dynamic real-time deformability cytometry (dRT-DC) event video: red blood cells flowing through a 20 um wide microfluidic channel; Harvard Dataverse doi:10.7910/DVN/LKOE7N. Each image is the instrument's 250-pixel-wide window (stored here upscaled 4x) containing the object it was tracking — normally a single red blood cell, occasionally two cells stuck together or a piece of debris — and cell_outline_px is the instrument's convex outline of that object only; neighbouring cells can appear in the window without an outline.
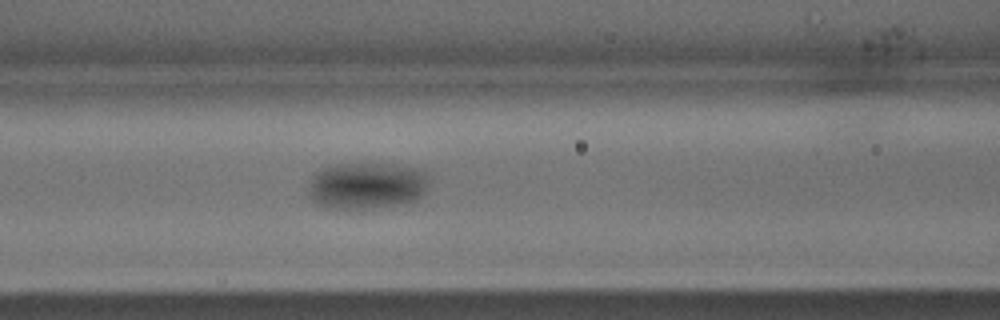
{"species": "common noctule bat (a hibernating species)", "species_latin": "Nyctalus noctula", "temperature_condition": "warm", "stored_images_in_passage": 28, "camera_frame_rate_fps": 3000, "um_per_image_px": 0.085, "animal": {"sex": "male", "body_mass_g": 15.6}, "frame": {"image": 1, "passage_image": 7, "time_ms": 2.0, "image_size_px": [1000, 320], "cell_outline_px": [[428, 192], [416, 200], [396, 204], [372, 208], [340, 208], [320, 204], [312, 200], [308, 196], [308, 180], [312, 172], [336, 164], [392, 164], [416, 168], [428, 172]], "centroid_in_image_um": [31.18, 15.75], "position_along_channel_um": 135.4, "area_um2": 33.06}}
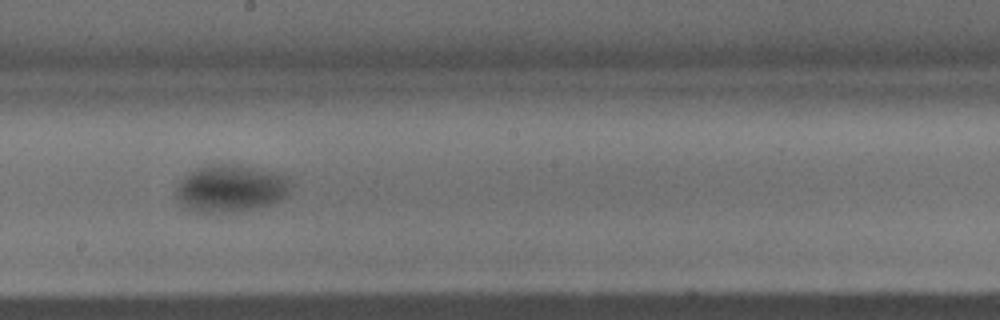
{"frame": {"image": 2, "passage_image": 12, "time_ms": 3.667, "image_size_px": [1000, 320], "cell_outline_px": [[292, 184], [288, 192], [284, 196], [276, 200], [252, 208], [236, 212], [188, 212], [176, 196], [176, 184], [184, 176], [196, 168], [208, 164], [240, 164], [280, 172], [288, 176]], "centroid_in_image_um": [19.57, 15.98], "position_along_channel_um": 228.6, "area_um2": 31.91}}
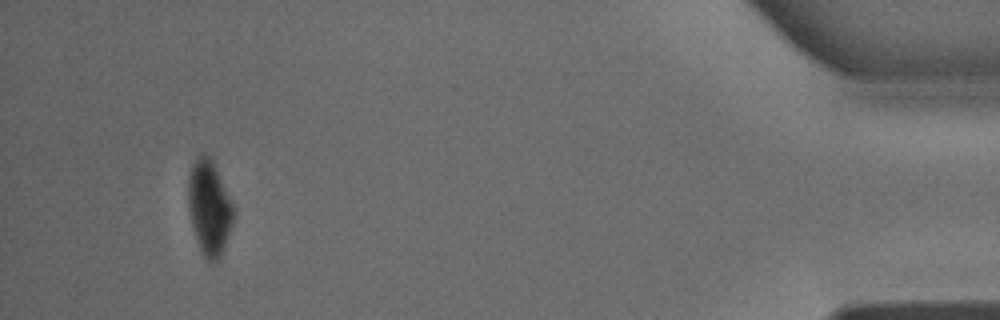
{"frame": {"image": 3, "passage_image": 26, "time_ms": 8.333, "image_size_px": [1000, 320], "cell_outline_px": [[232, 224], [220, 260], [216, 264], [212, 264], [204, 260], [200, 252], [192, 228], [188, 208], [188, 176], [192, 164], [200, 152], [204, 152], [212, 160], [216, 168], [232, 204]], "centroid_in_image_um": [17.75, 17.72], "position_along_channel_um": 417.5, "area_um2": 25.2}}